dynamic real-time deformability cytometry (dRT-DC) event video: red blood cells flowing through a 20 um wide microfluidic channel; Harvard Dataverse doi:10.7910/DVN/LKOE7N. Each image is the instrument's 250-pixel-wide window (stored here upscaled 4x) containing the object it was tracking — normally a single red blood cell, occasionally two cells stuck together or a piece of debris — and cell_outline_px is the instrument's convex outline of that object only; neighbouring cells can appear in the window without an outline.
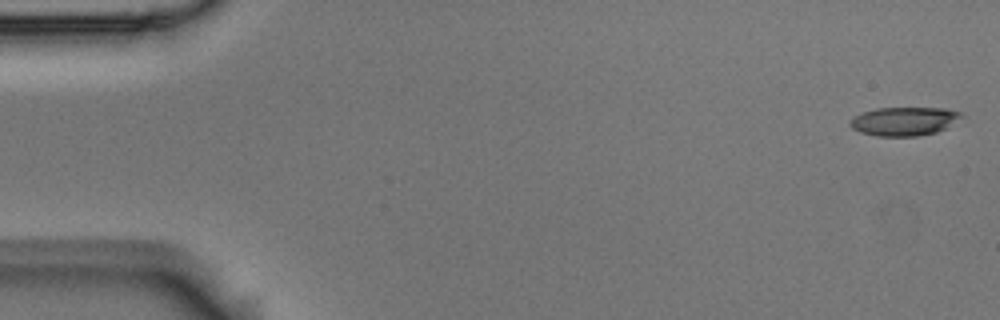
{"species": "Egyptian fruit bat (a non-hibernating species)", "species_latin": "Rousettus aegyptiacus", "temperature_condition": "room temperature", "stored_images_in_passage": 54, "camera_frame_rate_fps": 3000, "um_per_image_px": 0.085, "animal": {"sex": "male"}, "frame": {"image": 1, "passage_image": 1, "time_ms": 0.0, "image_size_px": [1000, 320], "cell_outline_px": [[964, 116], [944, 128], [936, 132], [916, 136], [876, 136], [860, 132], [852, 128], [848, 124], [848, 120], [852, 116], [876, 108], [944, 108], [960, 112]], "centroid_in_image_um": [76.79, 10.3], "position_along_channel_um": 8.2, "area_um2": 18.55}}
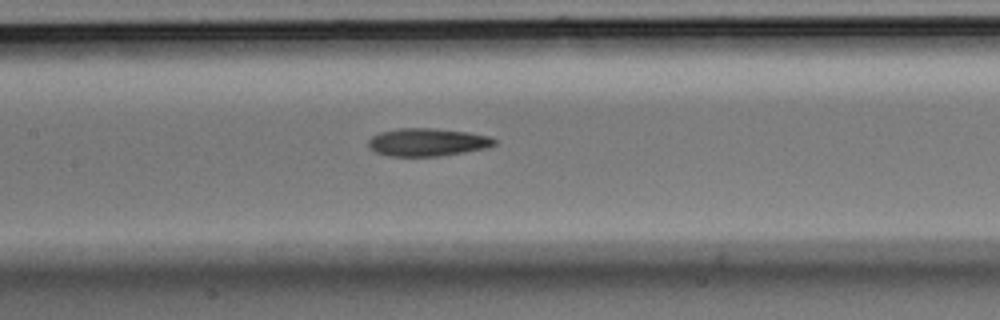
{"frame": {"image": 2, "passage_image": 25, "time_ms": 8.0, "image_size_px": [1000, 320], "cell_outline_px": [[496, 144], [484, 148], [464, 152], [440, 156], [392, 156], [376, 152], [368, 144], [368, 140], [372, 136], [380, 132], [396, 128], [432, 128], [468, 132], [488, 136], [496, 140]], "centroid_in_image_um": [36.32, 12.08], "position_along_channel_um": 171.1, "area_um2": 20.29}}
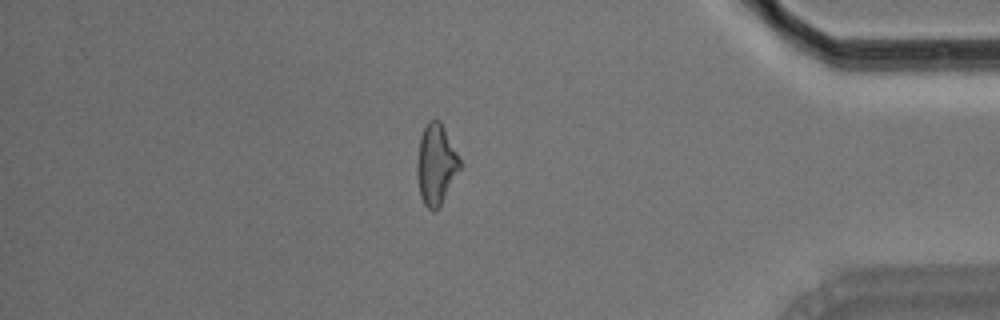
{"frame": {"image": 3, "passage_image": 46, "time_ms": 15.0, "image_size_px": [1000, 320], "cell_outline_px": [[460, 168], [440, 208], [436, 212], [432, 212], [424, 204], [420, 196], [416, 172], [416, 164], [420, 136], [428, 120], [440, 120], [460, 160]], "centroid_in_image_um": [37.03, 14.02], "position_along_channel_um": 398.2, "area_um2": 20.11}, "authors_computed_cell_mechanics": {"area_um2": 20.1722, "velocity_mm_per_s": 3.7338, "shape_relaxation_time_tau1_ms": 10.8666, "shape_relaxation_time_tau2_ms": 4.5247, "deformation_change_tau1": 0.2513, "deformation_change_tau2": 0.1433}}